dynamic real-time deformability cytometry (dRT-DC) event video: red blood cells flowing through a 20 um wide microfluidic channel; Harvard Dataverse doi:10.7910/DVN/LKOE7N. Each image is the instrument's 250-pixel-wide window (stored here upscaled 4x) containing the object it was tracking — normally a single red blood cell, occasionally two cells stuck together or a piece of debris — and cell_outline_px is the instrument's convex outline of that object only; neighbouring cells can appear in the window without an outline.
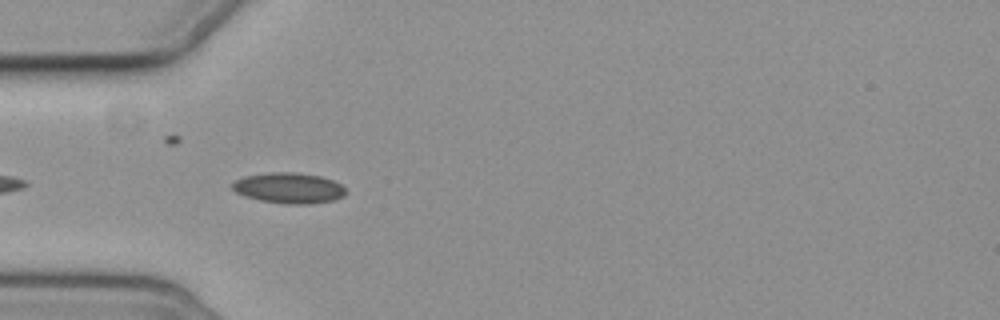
{"species": "common noctule bat (a hibernating species)", "species_latin": "Nyctalus noctula", "temperature_condition": "cold", "stored_images_in_passage": 5, "camera_frame_rate_fps": 3000, "um_per_image_px": 0.085, "animal": {"sex": "female", "body_mass_g": 19.3, "forearm_length_mm": 54.1}, "frame": {"image": 1, "passage_image": 4, "time_ms": 3.667, "image_size_px": [1000, 320], "cell_outline_px": [[348, 192], [344, 196], [336, 200], [308, 204], [284, 204], [260, 200], [244, 196], [236, 192], [232, 188], [232, 184], [236, 180], [244, 176], [268, 172], [296, 172], [320, 176], [332, 180], [340, 184]], "centroid_in_image_um": [24.57, 15.98], "position_along_channel_um": 60.4, "area_um2": 20.4}}
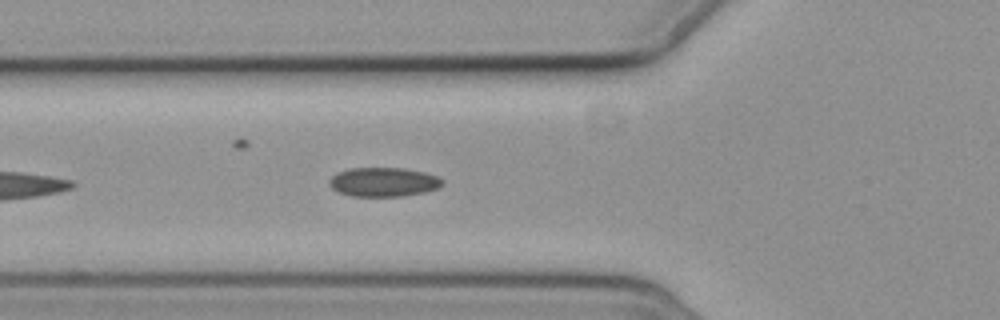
{"frame": {"image": 2, "passage_image": 5, "time_ms": 4.667, "image_size_px": [1000, 320], "cell_outline_px": [[444, 184], [440, 188], [424, 192], [404, 196], [352, 196], [340, 192], [332, 188], [328, 184], [328, 180], [336, 172], [348, 168], [404, 168], [424, 172], [440, 176], [444, 180]], "centroid_in_image_um": [32.63, 15.46], "position_along_channel_um": 93.2, "area_um2": 19.48}}